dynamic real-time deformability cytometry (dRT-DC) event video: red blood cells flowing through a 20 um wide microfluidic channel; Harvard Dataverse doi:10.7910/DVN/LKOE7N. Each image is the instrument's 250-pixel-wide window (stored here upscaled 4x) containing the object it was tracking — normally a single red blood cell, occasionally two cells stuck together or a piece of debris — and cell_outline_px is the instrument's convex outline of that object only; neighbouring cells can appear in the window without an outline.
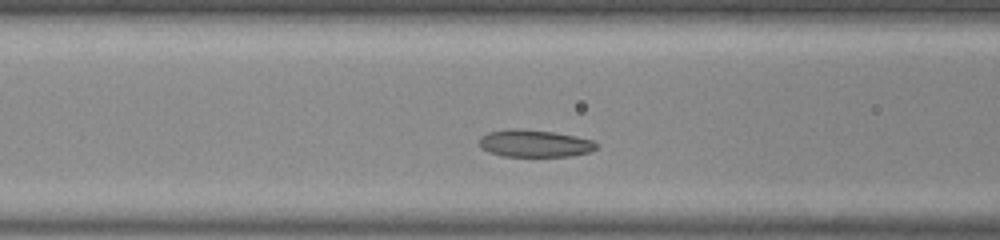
{"species": "common noctule bat (a hibernating species)", "species_latin": "Nyctalus noctula", "temperature_condition": "room temperature", "stored_images_in_passage": 29, "camera_frame_rate_fps": 3000, "um_per_image_px": 0.085, "animal": {"sex": "male", "body_mass_g": 20.0, "forearm_length_mm": 53.3}, "frame": {"image": 1, "passage_image": 5, "time_ms": 1.333, "image_size_px": [1000, 240], "cell_outline_px": [[596, 148], [588, 152], [572, 156], [504, 156], [488, 152], [480, 148], [480, 136], [488, 132], [512, 128], [552, 132], [576, 136], [592, 140], [596, 144]], "centroid_in_image_um": [45.4, 12.19], "position_along_channel_um": 121.2, "area_um2": 18.44}}
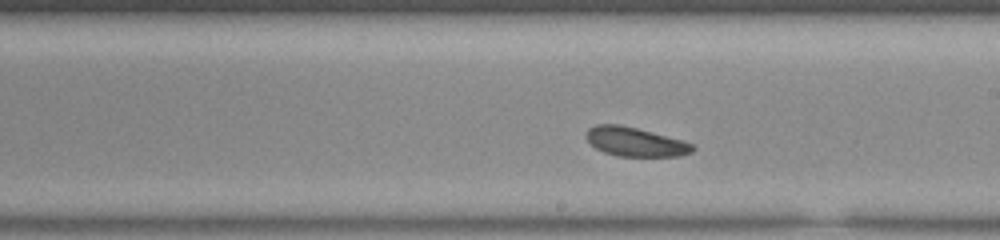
{"frame": {"image": 2, "passage_image": 14, "time_ms": 4.333, "image_size_px": [1000, 240], "cell_outline_px": [[696, 148], [692, 152], [680, 156], [616, 156], [604, 152], [596, 148], [584, 136], [588, 128], [596, 124], [620, 124], [684, 140], [692, 144]], "centroid_in_image_um": [53.99, 12.05], "position_along_channel_um": 235.0, "area_um2": 18.09}}
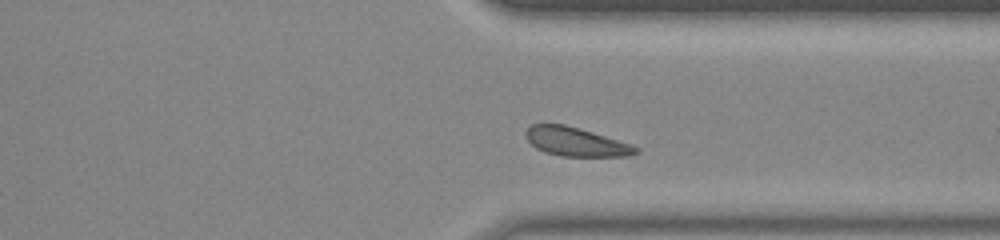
{"frame": {"image": 3, "passage_image": 24, "time_ms": 7.667, "image_size_px": [1000, 240], "cell_outline_px": [[640, 152], [628, 156], [560, 156], [544, 152], [536, 148], [524, 136], [524, 132], [532, 124], [564, 124], [592, 132], [640, 148]], "centroid_in_image_um": [48.9, 12.06], "position_along_channel_um": 362.5, "area_um2": 18.26}, "authors_computed_cell_mechanics": {"area_um2": 18.0914, "velocity_mm_per_s": 3.8016, "shape_relaxation_time_tau1_ms": 1.2512, "shape_relaxation_time_tau2_ms": 2.0507, "deformation_change_tau1": 0.0639, "deformation_change_tau2": 0.0904}}